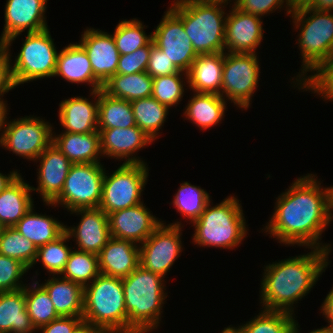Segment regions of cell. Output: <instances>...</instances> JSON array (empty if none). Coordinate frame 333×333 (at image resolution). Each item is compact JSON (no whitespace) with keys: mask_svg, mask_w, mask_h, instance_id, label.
I'll return each mask as SVG.
<instances>
[{"mask_svg":"<svg viewBox=\"0 0 333 333\" xmlns=\"http://www.w3.org/2000/svg\"><path fill=\"white\" fill-rule=\"evenodd\" d=\"M136 126L132 105L124 99L109 96L99 90L98 129L129 128Z\"/></svg>","mask_w":333,"mask_h":333,"instance_id":"cell-33","label":"cell"},{"mask_svg":"<svg viewBox=\"0 0 333 333\" xmlns=\"http://www.w3.org/2000/svg\"><path fill=\"white\" fill-rule=\"evenodd\" d=\"M48 0H7L4 12V28L0 36V45L7 50L12 48L22 32H38L48 28L46 10Z\"/></svg>","mask_w":333,"mask_h":333,"instance_id":"cell-14","label":"cell"},{"mask_svg":"<svg viewBox=\"0 0 333 333\" xmlns=\"http://www.w3.org/2000/svg\"><path fill=\"white\" fill-rule=\"evenodd\" d=\"M100 273L124 279L140 265L139 245L110 238L98 254Z\"/></svg>","mask_w":333,"mask_h":333,"instance_id":"cell-24","label":"cell"},{"mask_svg":"<svg viewBox=\"0 0 333 333\" xmlns=\"http://www.w3.org/2000/svg\"><path fill=\"white\" fill-rule=\"evenodd\" d=\"M224 52L198 55L189 71L188 88L196 93L221 96Z\"/></svg>","mask_w":333,"mask_h":333,"instance_id":"cell-25","label":"cell"},{"mask_svg":"<svg viewBox=\"0 0 333 333\" xmlns=\"http://www.w3.org/2000/svg\"><path fill=\"white\" fill-rule=\"evenodd\" d=\"M227 101L217 94L196 93L188 100L183 116L200 130L216 126L224 119Z\"/></svg>","mask_w":333,"mask_h":333,"instance_id":"cell-28","label":"cell"},{"mask_svg":"<svg viewBox=\"0 0 333 333\" xmlns=\"http://www.w3.org/2000/svg\"><path fill=\"white\" fill-rule=\"evenodd\" d=\"M78 42L86 51L94 76L104 85L117 74L120 53L112 34L87 27Z\"/></svg>","mask_w":333,"mask_h":333,"instance_id":"cell-19","label":"cell"},{"mask_svg":"<svg viewBox=\"0 0 333 333\" xmlns=\"http://www.w3.org/2000/svg\"><path fill=\"white\" fill-rule=\"evenodd\" d=\"M7 106L8 103L6 101H0V142L4 131L5 122L9 114L7 113L9 109Z\"/></svg>","mask_w":333,"mask_h":333,"instance_id":"cell-54","label":"cell"},{"mask_svg":"<svg viewBox=\"0 0 333 333\" xmlns=\"http://www.w3.org/2000/svg\"><path fill=\"white\" fill-rule=\"evenodd\" d=\"M299 322L296 321V326H295V332L294 333H301L299 329ZM309 333H333V328H330V327H327V326H324V327H321V328H318V329H313V331H310Z\"/></svg>","mask_w":333,"mask_h":333,"instance_id":"cell-57","label":"cell"},{"mask_svg":"<svg viewBox=\"0 0 333 333\" xmlns=\"http://www.w3.org/2000/svg\"><path fill=\"white\" fill-rule=\"evenodd\" d=\"M316 0H287L290 15L305 9H311Z\"/></svg>","mask_w":333,"mask_h":333,"instance_id":"cell-51","label":"cell"},{"mask_svg":"<svg viewBox=\"0 0 333 333\" xmlns=\"http://www.w3.org/2000/svg\"><path fill=\"white\" fill-rule=\"evenodd\" d=\"M46 28L38 32L27 33L22 40L20 52L11 62L14 83L17 86L54 77L58 51L54 39Z\"/></svg>","mask_w":333,"mask_h":333,"instance_id":"cell-8","label":"cell"},{"mask_svg":"<svg viewBox=\"0 0 333 333\" xmlns=\"http://www.w3.org/2000/svg\"><path fill=\"white\" fill-rule=\"evenodd\" d=\"M132 105L136 126L143 130L155 142L159 138L169 108L159 103L154 97L137 99L130 102Z\"/></svg>","mask_w":333,"mask_h":333,"instance_id":"cell-34","label":"cell"},{"mask_svg":"<svg viewBox=\"0 0 333 333\" xmlns=\"http://www.w3.org/2000/svg\"><path fill=\"white\" fill-rule=\"evenodd\" d=\"M90 91V98L75 96L59 103V121L64 130L70 133H91L98 131L99 90Z\"/></svg>","mask_w":333,"mask_h":333,"instance_id":"cell-22","label":"cell"},{"mask_svg":"<svg viewBox=\"0 0 333 333\" xmlns=\"http://www.w3.org/2000/svg\"><path fill=\"white\" fill-rule=\"evenodd\" d=\"M82 321V317H59L38 328L37 332L40 330L41 333H73Z\"/></svg>","mask_w":333,"mask_h":333,"instance_id":"cell-49","label":"cell"},{"mask_svg":"<svg viewBox=\"0 0 333 333\" xmlns=\"http://www.w3.org/2000/svg\"><path fill=\"white\" fill-rule=\"evenodd\" d=\"M104 164H72L60 195L45 205L65 207L68 212L79 208H98L102 198Z\"/></svg>","mask_w":333,"mask_h":333,"instance_id":"cell-10","label":"cell"},{"mask_svg":"<svg viewBox=\"0 0 333 333\" xmlns=\"http://www.w3.org/2000/svg\"><path fill=\"white\" fill-rule=\"evenodd\" d=\"M0 254L21 262L30 270L36 259L37 247L16 228L4 227L0 236Z\"/></svg>","mask_w":333,"mask_h":333,"instance_id":"cell-38","label":"cell"},{"mask_svg":"<svg viewBox=\"0 0 333 333\" xmlns=\"http://www.w3.org/2000/svg\"><path fill=\"white\" fill-rule=\"evenodd\" d=\"M310 249L307 254L264 265L259 291L261 309L295 315L294 304L299 303L312 290L330 265L328 250Z\"/></svg>","mask_w":333,"mask_h":333,"instance_id":"cell-2","label":"cell"},{"mask_svg":"<svg viewBox=\"0 0 333 333\" xmlns=\"http://www.w3.org/2000/svg\"><path fill=\"white\" fill-rule=\"evenodd\" d=\"M233 6L242 12L256 15L261 18L265 17L267 14L269 15L270 13H273V11L275 12L278 9L281 10L282 8H287L285 9L286 15H290L287 0H235Z\"/></svg>","mask_w":333,"mask_h":333,"instance_id":"cell-46","label":"cell"},{"mask_svg":"<svg viewBox=\"0 0 333 333\" xmlns=\"http://www.w3.org/2000/svg\"><path fill=\"white\" fill-rule=\"evenodd\" d=\"M82 318L104 333H128L122 279L100 273L86 285Z\"/></svg>","mask_w":333,"mask_h":333,"instance_id":"cell-5","label":"cell"},{"mask_svg":"<svg viewBox=\"0 0 333 333\" xmlns=\"http://www.w3.org/2000/svg\"><path fill=\"white\" fill-rule=\"evenodd\" d=\"M317 174L295 179L282 192L274 205V212L262 228L278 243L332 251L322 243V234L333 220L332 186L322 187Z\"/></svg>","mask_w":333,"mask_h":333,"instance_id":"cell-1","label":"cell"},{"mask_svg":"<svg viewBox=\"0 0 333 333\" xmlns=\"http://www.w3.org/2000/svg\"><path fill=\"white\" fill-rule=\"evenodd\" d=\"M32 188L21 174L0 193V223L4 227H14L34 206Z\"/></svg>","mask_w":333,"mask_h":333,"instance_id":"cell-29","label":"cell"},{"mask_svg":"<svg viewBox=\"0 0 333 333\" xmlns=\"http://www.w3.org/2000/svg\"><path fill=\"white\" fill-rule=\"evenodd\" d=\"M20 175V172L15 169L7 175L0 172V193L9 187L12 182Z\"/></svg>","mask_w":333,"mask_h":333,"instance_id":"cell-52","label":"cell"},{"mask_svg":"<svg viewBox=\"0 0 333 333\" xmlns=\"http://www.w3.org/2000/svg\"><path fill=\"white\" fill-rule=\"evenodd\" d=\"M165 280L141 265L122 279L128 333H149L159 327L168 296Z\"/></svg>","mask_w":333,"mask_h":333,"instance_id":"cell-3","label":"cell"},{"mask_svg":"<svg viewBox=\"0 0 333 333\" xmlns=\"http://www.w3.org/2000/svg\"><path fill=\"white\" fill-rule=\"evenodd\" d=\"M148 168L147 163H122L110 175L105 170L99 208L108 215L144 202L141 196L147 185Z\"/></svg>","mask_w":333,"mask_h":333,"instance_id":"cell-9","label":"cell"},{"mask_svg":"<svg viewBox=\"0 0 333 333\" xmlns=\"http://www.w3.org/2000/svg\"><path fill=\"white\" fill-rule=\"evenodd\" d=\"M70 214L81 215L79 223L73 226L65 225V232L75 241L74 248L98 255L111 238L108 215L98 208H79Z\"/></svg>","mask_w":333,"mask_h":333,"instance_id":"cell-18","label":"cell"},{"mask_svg":"<svg viewBox=\"0 0 333 333\" xmlns=\"http://www.w3.org/2000/svg\"><path fill=\"white\" fill-rule=\"evenodd\" d=\"M73 333H104L100 329L94 327L89 322L82 321L73 331Z\"/></svg>","mask_w":333,"mask_h":333,"instance_id":"cell-53","label":"cell"},{"mask_svg":"<svg viewBox=\"0 0 333 333\" xmlns=\"http://www.w3.org/2000/svg\"><path fill=\"white\" fill-rule=\"evenodd\" d=\"M295 319V315L289 312L262 309L250 321L239 326L245 333H294Z\"/></svg>","mask_w":333,"mask_h":333,"instance_id":"cell-37","label":"cell"},{"mask_svg":"<svg viewBox=\"0 0 333 333\" xmlns=\"http://www.w3.org/2000/svg\"><path fill=\"white\" fill-rule=\"evenodd\" d=\"M29 270L19 261L0 254V292H12L26 286L21 279Z\"/></svg>","mask_w":333,"mask_h":333,"instance_id":"cell-44","label":"cell"},{"mask_svg":"<svg viewBox=\"0 0 333 333\" xmlns=\"http://www.w3.org/2000/svg\"><path fill=\"white\" fill-rule=\"evenodd\" d=\"M194 2H198V3H203V4H218V5H223V6H227L228 4H232L230 2L233 1V4L235 3V0H192Z\"/></svg>","mask_w":333,"mask_h":333,"instance_id":"cell-56","label":"cell"},{"mask_svg":"<svg viewBox=\"0 0 333 333\" xmlns=\"http://www.w3.org/2000/svg\"><path fill=\"white\" fill-rule=\"evenodd\" d=\"M162 224L141 244L139 245L140 265L153 273L159 274L165 279L170 272V268L180 257L182 244L181 221L170 224Z\"/></svg>","mask_w":333,"mask_h":333,"instance_id":"cell-13","label":"cell"},{"mask_svg":"<svg viewBox=\"0 0 333 333\" xmlns=\"http://www.w3.org/2000/svg\"><path fill=\"white\" fill-rule=\"evenodd\" d=\"M236 196H227L220 203L209 202L200 217L192 223V243L198 247L235 249L246 239L248 225L242 205Z\"/></svg>","mask_w":333,"mask_h":333,"instance_id":"cell-4","label":"cell"},{"mask_svg":"<svg viewBox=\"0 0 333 333\" xmlns=\"http://www.w3.org/2000/svg\"><path fill=\"white\" fill-rule=\"evenodd\" d=\"M312 9L317 11L333 12V0H316Z\"/></svg>","mask_w":333,"mask_h":333,"instance_id":"cell-55","label":"cell"},{"mask_svg":"<svg viewBox=\"0 0 333 333\" xmlns=\"http://www.w3.org/2000/svg\"><path fill=\"white\" fill-rule=\"evenodd\" d=\"M221 333H245V332L239 325L237 327L229 325L228 327H225L224 330L221 331Z\"/></svg>","mask_w":333,"mask_h":333,"instance_id":"cell-58","label":"cell"},{"mask_svg":"<svg viewBox=\"0 0 333 333\" xmlns=\"http://www.w3.org/2000/svg\"><path fill=\"white\" fill-rule=\"evenodd\" d=\"M154 28V44L180 71L187 73L198 54L185 33L182 21L168 8Z\"/></svg>","mask_w":333,"mask_h":333,"instance_id":"cell-15","label":"cell"},{"mask_svg":"<svg viewBox=\"0 0 333 333\" xmlns=\"http://www.w3.org/2000/svg\"><path fill=\"white\" fill-rule=\"evenodd\" d=\"M143 203L108 214L112 238L141 245L162 224Z\"/></svg>","mask_w":333,"mask_h":333,"instance_id":"cell-17","label":"cell"},{"mask_svg":"<svg viewBox=\"0 0 333 333\" xmlns=\"http://www.w3.org/2000/svg\"><path fill=\"white\" fill-rule=\"evenodd\" d=\"M26 284L23 288L26 298V309L36 330L59 318L50 296L38 280Z\"/></svg>","mask_w":333,"mask_h":333,"instance_id":"cell-35","label":"cell"},{"mask_svg":"<svg viewBox=\"0 0 333 333\" xmlns=\"http://www.w3.org/2000/svg\"><path fill=\"white\" fill-rule=\"evenodd\" d=\"M52 144L59 149L72 164L101 163L99 131L91 133H70L53 131Z\"/></svg>","mask_w":333,"mask_h":333,"instance_id":"cell-26","label":"cell"},{"mask_svg":"<svg viewBox=\"0 0 333 333\" xmlns=\"http://www.w3.org/2000/svg\"><path fill=\"white\" fill-rule=\"evenodd\" d=\"M226 16L225 52L256 54L264 38L261 17L242 12L233 5Z\"/></svg>","mask_w":333,"mask_h":333,"instance_id":"cell-16","label":"cell"},{"mask_svg":"<svg viewBox=\"0 0 333 333\" xmlns=\"http://www.w3.org/2000/svg\"><path fill=\"white\" fill-rule=\"evenodd\" d=\"M152 89L153 78L147 72L115 74L102 88L109 96L129 102L150 97Z\"/></svg>","mask_w":333,"mask_h":333,"instance_id":"cell-32","label":"cell"},{"mask_svg":"<svg viewBox=\"0 0 333 333\" xmlns=\"http://www.w3.org/2000/svg\"><path fill=\"white\" fill-rule=\"evenodd\" d=\"M172 201L171 204L175 206L177 212L183 218L189 219L192 224L204 212L207 204L213 200L205 189L185 181L180 183Z\"/></svg>","mask_w":333,"mask_h":333,"instance_id":"cell-36","label":"cell"},{"mask_svg":"<svg viewBox=\"0 0 333 333\" xmlns=\"http://www.w3.org/2000/svg\"><path fill=\"white\" fill-rule=\"evenodd\" d=\"M185 82L188 83V76L183 71L177 74L154 77L151 96L169 109L172 106L177 107L185 95V87H188Z\"/></svg>","mask_w":333,"mask_h":333,"instance_id":"cell-42","label":"cell"},{"mask_svg":"<svg viewBox=\"0 0 333 333\" xmlns=\"http://www.w3.org/2000/svg\"><path fill=\"white\" fill-rule=\"evenodd\" d=\"M146 28L147 26L136 18L125 19L117 24L112 36L120 55L132 53L153 40L152 32L150 35L145 33Z\"/></svg>","mask_w":333,"mask_h":333,"instance_id":"cell-40","label":"cell"},{"mask_svg":"<svg viewBox=\"0 0 333 333\" xmlns=\"http://www.w3.org/2000/svg\"><path fill=\"white\" fill-rule=\"evenodd\" d=\"M332 202H333V186H332Z\"/></svg>","mask_w":333,"mask_h":333,"instance_id":"cell-60","label":"cell"},{"mask_svg":"<svg viewBox=\"0 0 333 333\" xmlns=\"http://www.w3.org/2000/svg\"><path fill=\"white\" fill-rule=\"evenodd\" d=\"M295 30H299L296 44L301 53L302 65L291 80L294 87L320 63L333 54V12L305 9L291 14Z\"/></svg>","mask_w":333,"mask_h":333,"instance_id":"cell-7","label":"cell"},{"mask_svg":"<svg viewBox=\"0 0 333 333\" xmlns=\"http://www.w3.org/2000/svg\"><path fill=\"white\" fill-rule=\"evenodd\" d=\"M3 228H4V226L0 223V236H1Z\"/></svg>","mask_w":333,"mask_h":333,"instance_id":"cell-59","label":"cell"},{"mask_svg":"<svg viewBox=\"0 0 333 333\" xmlns=\"http://www.w3.org/2000/svg\"><path fill=\"white\" fill-rule=\"evenodd\" d=\"M100 274L98 255L72 249L62 278L85 287Z\"/></svg>","mask_w":333,"mask_h":333,"instance_id":"cell-39","label":"cell"},{"mask_svg":"<svg viewBox=\"0 0 333 333\" xmlns=\"http://www.w3.org/2000/svg\"><path fill=\"white\" fill-rule=\"evenodd\" d=\"M34 208L33 206L14 228L39 248L61 236L65 232V225L53 216L37 213Z\"/></svg>","mask_w":333,"mask_h":333,"instance_id":"cell-31","label":"cell"},{"mask_svg":"<svg viewBox=\"0 0 333 333\" xmlns=\"http://www.w3.org/2000/svg\"><path fill=\"white\" fill-rule=\"evenodd\" d=\"M316 72V73H315ZM321 96L323 101H333V54L320 63L310 75L295 88Z\"/></svg>","mask_w":333,"mask_h":333,"instance_id":"cell-43","label":"cell"},{"mask_svg":"<svg viewBox=\"0 0 333 333\" xmlns=\"http://www.w3.org/2000/svg\"><path fill=\"white\" fill-rule=\"evenodd\" d=\"M11 49L0 45V101H4V94L16 88L11 70Z\"/></svg>","mask_w":333,"mask_h":333,"instance_id":"cell-48","label":"cell"},{"mask_svg":"<svg viewBox=\"0 0 333 333\" xmlns=\"http://www.w3.org/2000/svg\"><path fill=\"white\" fill-rule=\"evenodd\" d=\"M35 161L40 162L37 168L38 186H31L32 191L40 193L44 203H52L60 195L72 163L53 144Z\"/></svg>","mask_w":333,"mask_h":333,"instance_id":"cell-21","label":"cell"},{"mask_svg":"<svg viewBox=\"0 0 333 333\" xmlns=\"http://www.w3.org/2000/svg\"><path fill=\"white\" fill-rule=\"evenodd\" d=\"M146 72L152 77L177 74L180 70L171 62L166 54L151 41V52Z\"/></svg>","mask_w":333,"mask_h":333,"instance_id":"cell-47","label":"cell"},{"mask_svg":"<svg viewBox=\"0 0 333 333\" xmlns=\"http://www.w3.org/2000/svg\"><path fill=\"white\" fill-rule=\"evenodd\" d=\"M74 84L91 85V91L101 90L103 84L94 76L91 62L79 43H70L58 52L54 77Z\"/></svg>","mask_w":333,"mask_h":333,"instance_id":"cell-23","label":"cell"},{"mask_svg":"<svg viewBox=\"0 0 333 333\" xmlns=\"http://www.w3.org/2000/svg\"><path fill=\"white\" fill-rule=\"evenodd\" d=\"M172 2L169 9L182 21L185 33L198 55L225 52L227 6L192 0Z\"/></svg>","mask_w":333,"mask_h":333,"instance_id":"cell-6","label":"cell"},{"mask_svg":"<svg viewBox=\"0 0 333 333\" xmlns=\"http://www.w3.org/2000/svg\"><path fill=\"white\" fill-rule=\"evenodd\" d=\"M320 310V313H322L328 323L327 327L333 328V287L322 302Z\"/></svg>","mask_w":333,"mask_h":333,"instance_id":"cell-50","label":"cell"},{"mask_svg":"<svg viewBox=\"0 0 333 333\" xmlns=\"http://www.w3.org/2000/svg\"><path fill=\"white\" fill-rule=\"evenodd\" d=\"M26 309L24 289L0 292V333H36Z\"/></svg>","mask_w":333,"mask_h":333,"instance_id":"cell-30","label":"cell"},{"mask_svg":"<svg viewBox=\"0 0 333 333\" xmlns=\"http://www.w3.org/2000/svg\"><path fill=\"white\" fill-rule=\"evenodd\" d=\"M69 239V235L64 232L55 241L37 248L36 259L32 267L39 261L50 275H61L73 249L67 244Z\"/></svg>","mask_w":333,"mask_h":333,"instance_id":"cell-41","label":"cell"},{"mask_svg":"<svg viewBox=\"0 0 333 333\" xmlns=\"http://www.w3.org/2000/svg\"><path fill=\"white\" fill-rule=\"evenodd\" d=\"M98 131L102 158L110 157L118 161L124 159V164L146 163L143 158L135 154L154 141L138 126L98 129Z\"/></svg>","mask_w":333,"mask_h":333,"instance_id":"cell-20","label":"cell"},{"mask_svg":"<svg viewBox=\"0 0 333 333\" xmlns=\"http://www.w3.org/2000/svg\"><path fill=\"white\" fill-rule=\"evenodd\" d=\"M12 120V121H11ZM5 122L0 147L34 161L52 144L53 126L37 116H25Z\"/></svg>","mask_w":333,"mask_h":333,"instance_id":"cell-12","label":"cell"},{"mask_svg":"<svg viewBox=\"0 0 333 333\" xmlns=\"http://www.w3.org/2000/svg\"><path fill=\"white\" fill-rule=\"evenodd\" d=\"M257 55L224 52L221 97L245 111L259 84L261 67Z\"/></svg>","mask_w":333,"mask_h":333,"instance_id":"cell-11","label":"cell"},{"mask_svg":"<svg viewBox=\"0 0 333 333\" xmlns=\"http://www.w3.org/2000/svg\"><path fill=\"white\" fill-rule=\"evenodd\" d=\"M48 278L41 285L48 292L57 314L60 317H82L84 287L60 275Z\"/></svg>","mask_w":333,"mask_h":333,"instance_id":"cell-27","label":"cell"},{"mask_svg":"<svg viewBox=\"0 0 333 333\" xmlns=\"http://www.w3.org/2000/svg\"><path fill=\"white\" fill-rule=\"evenodd\" d=\"M150 52L151 42L147 46L138 48L132 53L120 55L117 74L127 75L138 72H146Z\"/></svg>","mask_w":333,"mask_h":333,"instance_id":"cell-45","label":"cell"}]
</instances>
